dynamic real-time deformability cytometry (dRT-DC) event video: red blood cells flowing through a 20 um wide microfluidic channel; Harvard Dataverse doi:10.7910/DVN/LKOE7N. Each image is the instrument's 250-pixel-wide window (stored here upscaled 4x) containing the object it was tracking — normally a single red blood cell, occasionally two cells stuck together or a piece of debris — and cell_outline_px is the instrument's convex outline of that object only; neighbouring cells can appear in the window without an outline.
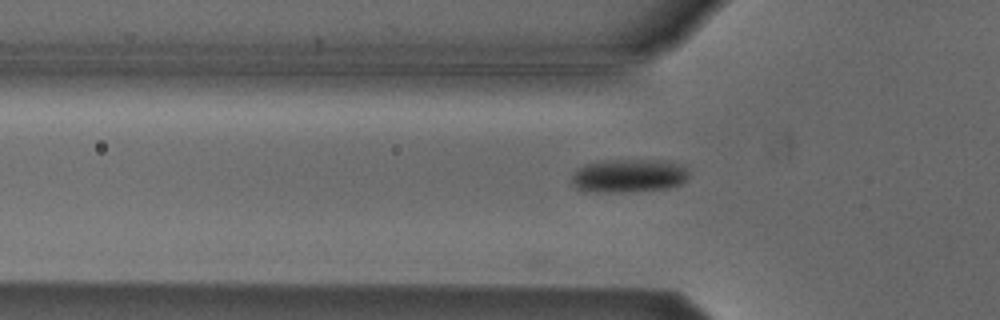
{"species": "Egyptian fruit bat (a non-hibernating species)", "species_latin": "Rousettus aegyptiacus", "temperature_condition": "cold", "stored_images_in_passage": 36, "camera_frame_rate_fps": 3000, "um_per_image_px": 0.085, "animal": {"sex": "male"}, "frame": {"image": 1, "passage_image": 2, "time_ms": 0.333, "image_size_px": [1000, 320], "cell_outline_px": [[688, 176], [680, 184], [668, 188], [628, 192], [584, 192], [576, 188], [572, 184], [572, 176], [576, 168], [584, 164], [608, 160], [664, 160], [676, 164], [684, 168], [688, 172]], "centroid_in_image_um": [53.36, 14.95], "position_along_channel_um": 72.4, "area_um2": 22.89}}
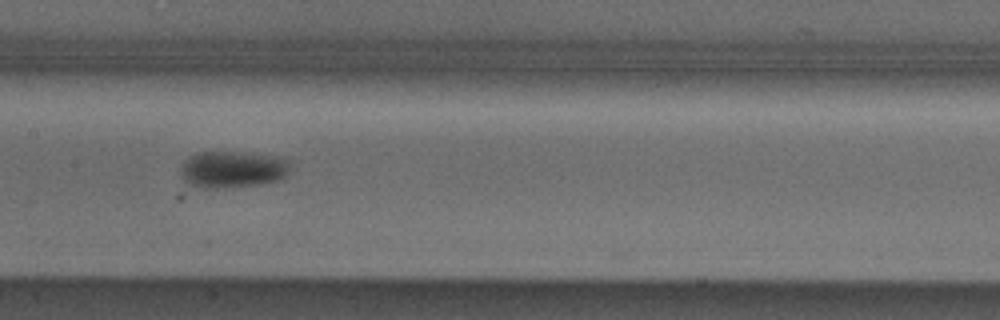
{"frame": {"image": 2, "passage_image": 11, "time_ms": 3.333, "image_size_px": [1000, 320], "cell_outline_px": [[288, 172], [280, 180], [260, 184], [224, 188], [204, 188], [192, 184], [184, 180], [180, 176], [180, 172], [184, 160], [196, 152], [236, 152], [276, 156], [288, 160]], "centroid_in_image_um": [19.74, 14.4], "position_along_channel_um": 187.7, "area_um2": 23.35}}
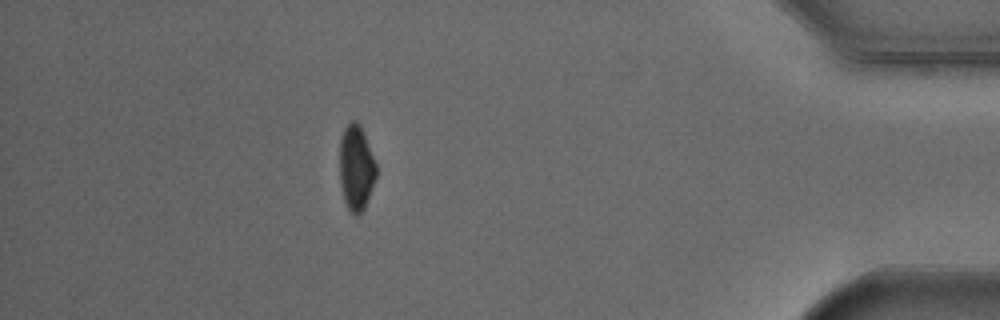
{"frame": {"image": 3, "passage_image": 32, "time_ms": 10.333, "image_size_px": [1000, 320], "cell_outline_px": [[376, 176], [368, 200], [364, 208], [356, 216], [348, 208], [344, 200], [340, 184], [340, 140], [344, 128], [352, 120], [356, 120], [360, 124], [364, 132], [376, 164]], "centroid_in_image_um": [30.27, 14.23], "position_along_channel_um": 404.9, "area_um2": 18.15}}